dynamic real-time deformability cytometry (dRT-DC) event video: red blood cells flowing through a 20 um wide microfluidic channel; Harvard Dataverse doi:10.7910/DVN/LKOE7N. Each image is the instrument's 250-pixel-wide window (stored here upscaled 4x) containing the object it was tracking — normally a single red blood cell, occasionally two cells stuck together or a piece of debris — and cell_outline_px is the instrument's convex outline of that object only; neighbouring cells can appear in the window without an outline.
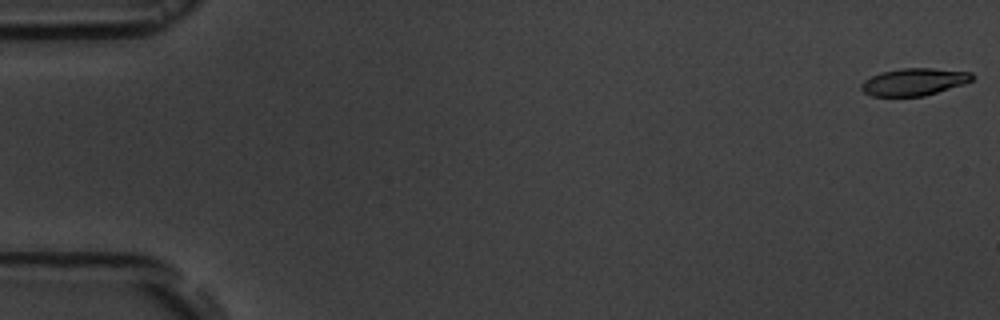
{"species": "common noctule bat (a hibernating species)", "species_latin": "Nyctalus noctula", "temperature_condition": "room temperature", "stored_images_in_passage": 56, "camera_frame_rate_fps": 3000, "um_per_image_px": 0.085, "animal": {"sex": "male", "body_mass_g": 19.5, "forearm_length_mm": 54.6}, "frame": {"image": 1, "passage_image": 1, "time_ms": 0.0, "image_size_px": [1000, 320], "cell_outline_px": [[976, 76], [972, 80], [964, 84], [924, 96], [872, 96], [864, 92], [860, 88], [860, 84], [864, 80], [880, 72], [904, 68], [932, 68], [972, 72]], "centroid_in_image_um": [77.71, 6.95], "position_along_channel_um": 7.3, "area_um2": 17.69}}
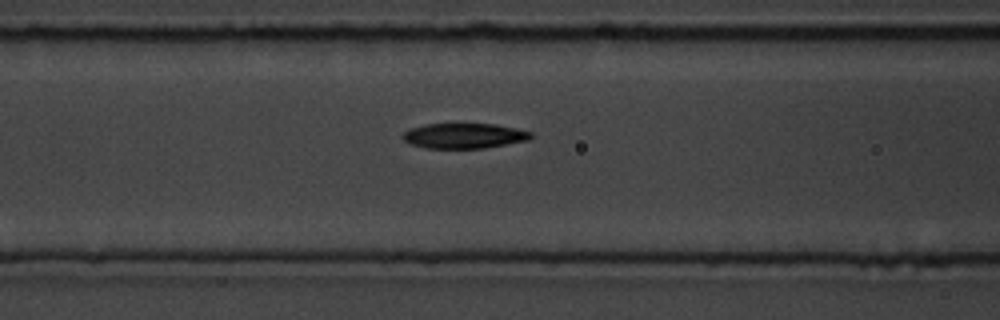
{"frame": {"image": 2, "passage_image": 23, "time_ms": 7.333, "image_size_px": [1000, 320], "cell_outline_px": [[532, 136], [528, 140], [484, 148], [424, 148], [412, 144], [404, 140], [400, 136], [408, 128], [424, 124], [496, 124], [516, 128], [532, 132]], "centroid_in_image_um": [39.41, 11.53], "position_along_channel_um": 127.2, "area_um2": 18.84}}
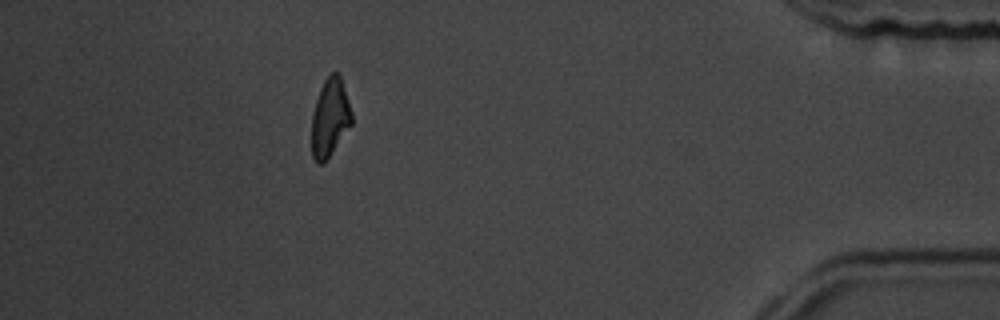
{"frame": {"image": 3, "passage_image": 50, "time_ms": 16.333, "image_size_px": [1000, 320], "cell_outline_px": [[352, 124], [328, 156], [320, 164], [316, 164], [312, 156], [312, 112], [320, 88], [324, 80], [332, 72], [340, 72], [352, 112]], "centroid_in_image_um": [28.05, 9.94], "position_along_channel_um": 407.2, "area_um2": 18.15}, "authors_computed_cell_mechanics": {"area_um2": 19.1896, "velocity_mm_per_s": 3.6765, "shape_relaxation_time_tau1_ms": 3.5172, "shape_relaxation_time_tau2_ms": 3.1744, "deformation_change_tau1": 0.1561, "deformation_change_tau2": 0.1041}}